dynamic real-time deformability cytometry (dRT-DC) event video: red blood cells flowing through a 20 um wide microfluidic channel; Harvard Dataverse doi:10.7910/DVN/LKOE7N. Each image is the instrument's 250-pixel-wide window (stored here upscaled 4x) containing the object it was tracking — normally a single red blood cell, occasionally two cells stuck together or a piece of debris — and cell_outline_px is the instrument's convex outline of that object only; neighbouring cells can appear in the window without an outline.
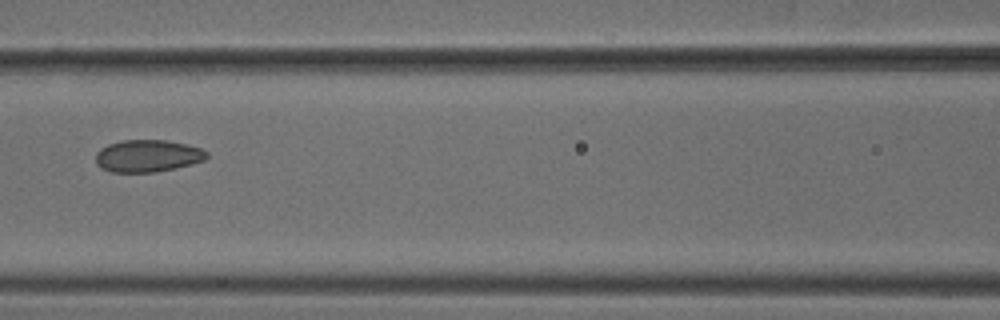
{"species": "common noctule bat (a hibernating species)", "species_latin": "Nyctalus noctula", "temperature_condition": "cold", "stored_images_in_passage": 7, "camera_frame_rate_fps": 3000, "um_per_image_px": 0.085, "animal": {"sex": "male", "body_mass_g": 18.8}, "frame": {"image": 1, "passage_image": 7, "time_ms": 2.0, "image_size_px": [1000, 320], "cell_outline_px": [[208, 156], [204, 160], [192, 164], [176, 168], [156, 172], [112, 172], [100, 168], [96, 164], [96, 152], [100, 148], [108, 144], [124, 140], [164, 140], [184, 144], [200, 148], [208, 152]], "centroid_in_image_um": [12.53, 13.26], "position_along_channel_um": 154.1, "area_um2": 20.87}}